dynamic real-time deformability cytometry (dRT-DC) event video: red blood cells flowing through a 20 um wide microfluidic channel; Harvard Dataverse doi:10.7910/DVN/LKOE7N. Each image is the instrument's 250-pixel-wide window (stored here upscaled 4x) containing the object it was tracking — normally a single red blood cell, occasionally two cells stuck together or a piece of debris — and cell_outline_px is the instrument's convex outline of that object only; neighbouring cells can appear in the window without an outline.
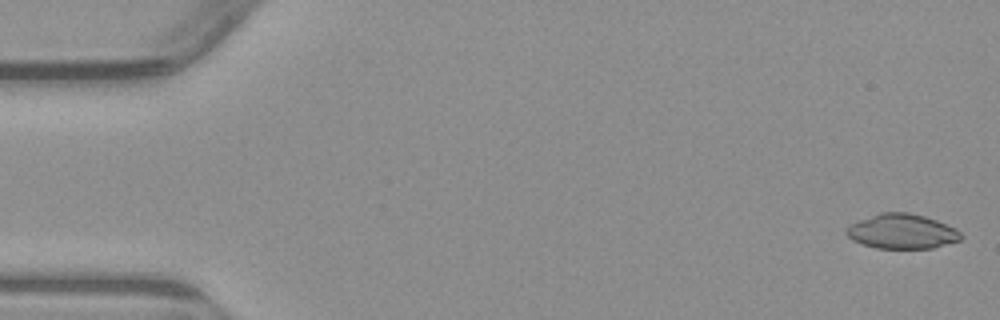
{"species": "common noctule bat (a hibernating species)", "species_latin": "Nyctalus noctula", "temperature_condition": "warm", "stored_images_in_passage": 4, "camera_frame_rate_fps": 3000, "um_per_image_px": 0.085, "animal": {"sex": "male", "body_mass_g": 23.1, "forearm_length_mm": 52.7}, "frame": {"image": 1, "passage_image": 1, "time_ms": 0.0, "image_size_px": [1000, 320], "cell_outline_px": [[964, 236], [960, 240], [932, 248], [876, 248], [852, 240], [844, 232], [844, 228], [848, 224], [880, 212], [908, 212], [924, 216], [936, 220], [956, 228]], "centroid_in_image_um": [76.64, 19.66], "position_along_channel_um": 8.4, "area_um2": 23.29}}
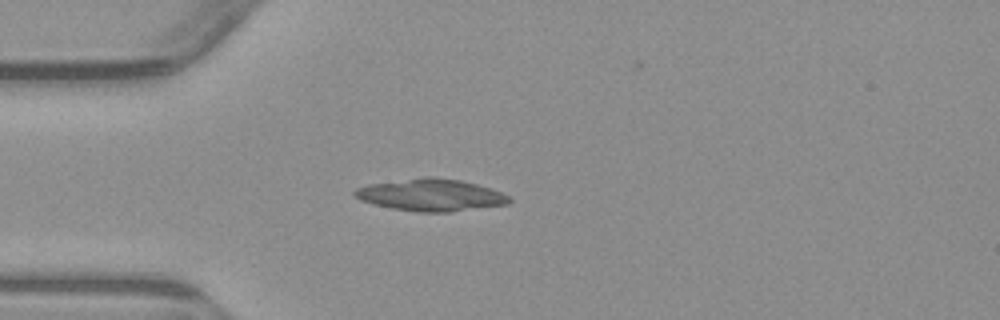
{"frame": {"image": 2, "passage_image": 4, "time_ms": 4.333, "image_size_px": [1000, 320], "cell_outline_px": [[512, 200], [508, 204], [448, 212], [416, 212], [392, 208], [372, 204], [360, 200], [352, 192], [356, 188], [368, 184], [428, 176], [432, 176], [460, 180], [476, 184], [500, 192], [508, 196]], "centroid_in_image_um": [36.59, 16.57], "position_along_channel_um": 48.4, "area_um2": 28.73}}